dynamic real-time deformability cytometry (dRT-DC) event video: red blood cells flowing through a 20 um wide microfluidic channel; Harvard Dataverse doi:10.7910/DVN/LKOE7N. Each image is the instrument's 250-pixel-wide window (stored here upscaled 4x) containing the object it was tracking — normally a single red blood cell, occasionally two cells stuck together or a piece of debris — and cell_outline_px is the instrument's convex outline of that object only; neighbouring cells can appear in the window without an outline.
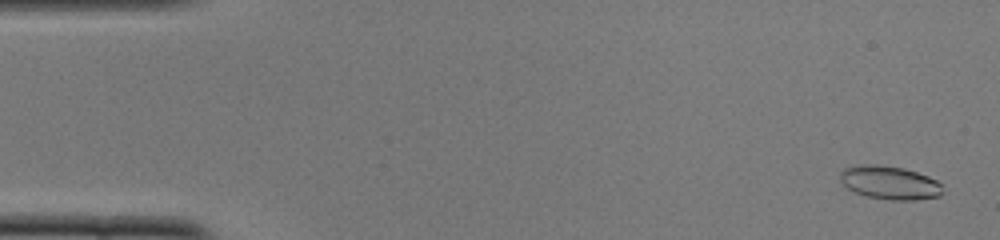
{"species": "common noctule bat (a hibernating species)", "species_latin": "Nyctalus noctula", "temperature_condition": "cold", "stored_images_in_passage": 51, "camera_frame_rate_fps": 3000, "um_per_image_px": 0.085, "animal": {"sex": "female", "body_mass_g": 22.0, "forearm_length_mm": 56.7}, "frame": {"image": 1, "passage_image": 2, "time_ms": 0.333, "image_size_px": [1000, 240], "cell_outline_px": [[944, 192], [940, 196], [916, 200], [888, 200], [868, 196], [856, 192], [848, 188], [840, 180], [840, 172], [844, 168], [860, 164], [876, 164], [904, 168], [928, 176], [936, 180], [940, 184]], "centroid_in_image_um": [75.64, 15.52], "position_along_channel_um": 9.4, "area_um2": 20.0}}
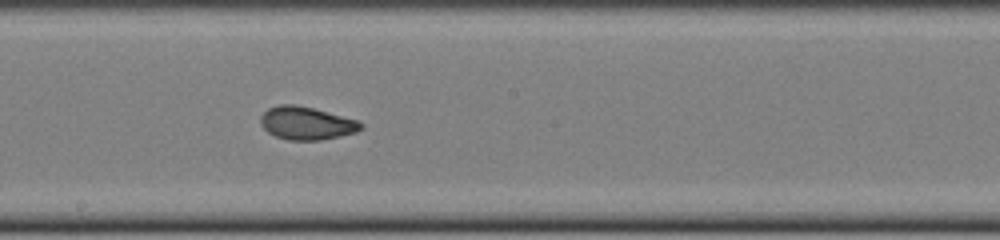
{"frame": {"image": 2, "passage_image": 28, "time_ms": 9.0, "image_size_px": [1000, 240], "cell_outline_px": [[364, 128], [356, 132], [340, 136], [320, 140], [288, 140], [276, 136], [268, 132], [260, 124], [260, 116], [268, 108], [280, 104], [296, 104], [360, 120], [364, 124]], "centroid_in_image_um": [26.07, 10.47], "position_along_channel_um": 222.1, "area_um2": 19.42}}
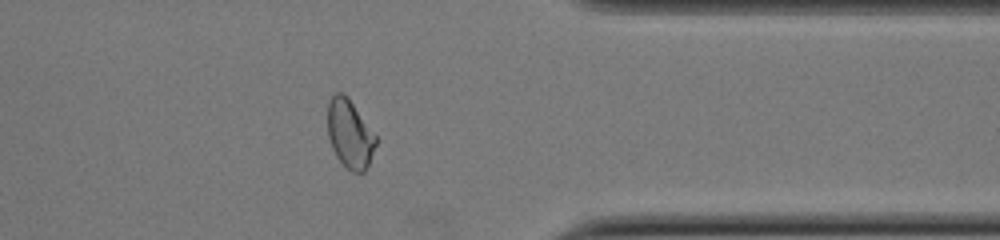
{"frame": {"image": 3, "passage_image": 41, "time_ms": 13.333, "image_size_px": [1000, 240], "cell_outline_px": [[376, 144], [368, 164], [364, 172], [352, 172], [344, 168], [336, 156], [332, 148], [328, 136], [328, 100], [336, 92], [344, 92], [348, 96], [376, 136]], "centroid_in_image_um": [29.71, 11.37], "position_along_channel_um": 381.7, "area_um2": 19.31}, "authors_computed_cell_mechanics": {"area_um2": 19.7098, "velocity_mm_per_s": 3.9282, "shape_relaxation_time_tau1_ms": 11.1183, "shape_relaxation_time_tau2_ms": 1.4342, "deformation_change_tau1": 0.2009, "deformation_change_tau2": 0.059}}